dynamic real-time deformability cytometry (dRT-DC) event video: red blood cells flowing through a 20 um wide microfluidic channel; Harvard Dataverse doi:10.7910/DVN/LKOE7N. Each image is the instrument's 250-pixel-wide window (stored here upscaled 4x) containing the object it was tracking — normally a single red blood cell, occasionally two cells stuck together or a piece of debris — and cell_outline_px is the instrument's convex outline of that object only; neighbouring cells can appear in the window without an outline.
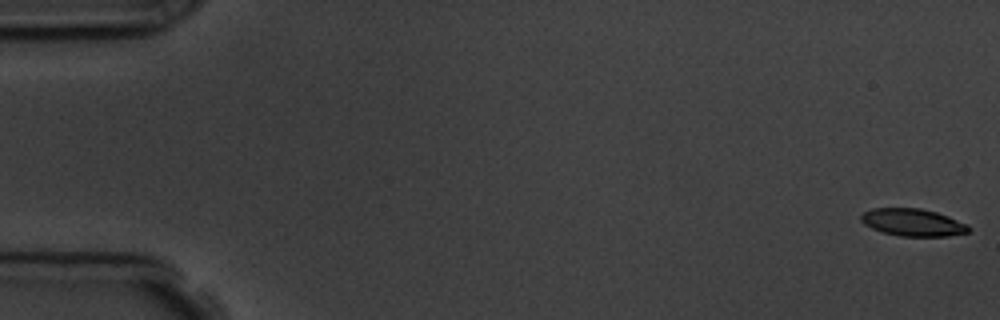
{"species": "common noctule bat (a hibernating species)", "species_latin": "Nyctalus noctula", "temperature_condition": "room temperature", "stored_images_in_passage": 5, "camera_frame_rate_fps": 3000, "um_per_image_px": 0.085, "animal": {"sex": "male", "body_mass_g": 19.5, "forearm_length_mm": 54.6}, "frame": {"image": 1, "passage_image": 1, "time_ms": 0.0, "image_size_px": [1000, 320], "cell_outline_px": [[972, 228], [968, 232], [948, 236], [900, 236], [884, 232], [872, 228], [864, 224], [860, 220], [860, 216], [864, 212], [872, 208], [920, 208], [936, 212], [948, 216], [968, 224]], "centroid_in_image_um": [77.61, 18.9], "position_along_channel_um": 7.4, "area_um2": 17.17}}
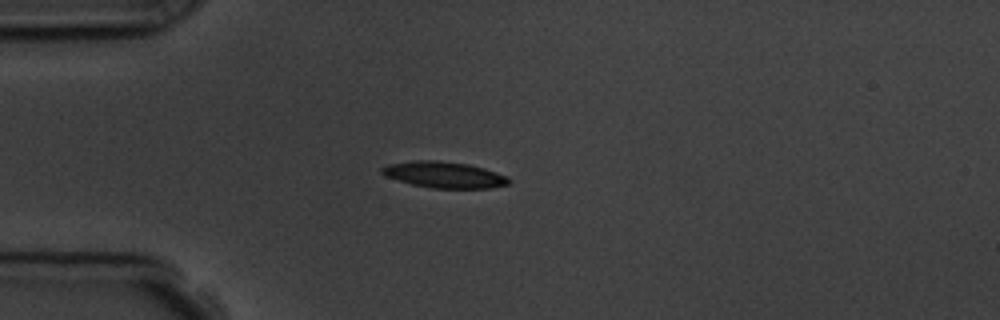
{"frame": {"image": 2, "passage_image": 5, "time_ms": 4.667, "image_size_px": [1000, 320], "cell_outline_px": [[512, 180], [508, 184], [492, 188], [432, 188], [412, 184], [384, 176], [380, 172], [380, 168], [388, 164], [416, 160], [436, 160], [468, 164], [484, 168], [508, 176]], "centroid_in_image_um": [37.76, 14.85], "position_along_channel_um": 47.2, "area_um2": 19.48}}